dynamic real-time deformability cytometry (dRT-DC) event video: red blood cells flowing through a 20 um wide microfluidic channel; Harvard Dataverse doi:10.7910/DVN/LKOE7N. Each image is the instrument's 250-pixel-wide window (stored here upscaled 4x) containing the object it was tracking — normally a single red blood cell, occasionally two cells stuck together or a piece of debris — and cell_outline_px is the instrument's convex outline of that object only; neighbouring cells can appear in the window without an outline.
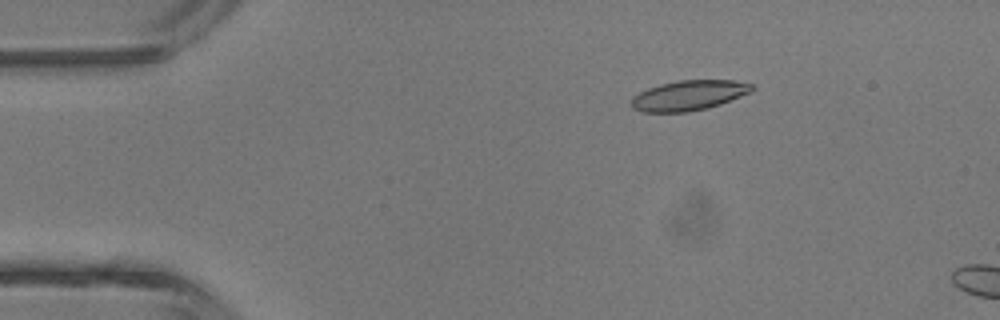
{"species": "common noctule bat (a hibernating species)", "species_latin": "Nyctalus noctula", "temperature_condition": "room temperature", "stored_images_in_passage": 3, "camera_frame_rate_fps": 3000, "um_per_image_px": 0.085, "animal": {"sex": "male", "body_mass_g": 13.3}, "frame": {"image": 1, "passage_image": 2, "time_ms": 1.333, "image_size_px": [1000, 320], "cell_outline_px": [[756, 88], [752, 92], [720, 104], [708, 108], [688, 112], [640, 112], [632, 108], [632, 96], [648, 88], [660, 84], [676, 80], [736, 80], [752, 84]], "centroid_in_image_um": [58.57, 8.1], "position_along_channel_um": 26.4, "area_um2": 21.33}}